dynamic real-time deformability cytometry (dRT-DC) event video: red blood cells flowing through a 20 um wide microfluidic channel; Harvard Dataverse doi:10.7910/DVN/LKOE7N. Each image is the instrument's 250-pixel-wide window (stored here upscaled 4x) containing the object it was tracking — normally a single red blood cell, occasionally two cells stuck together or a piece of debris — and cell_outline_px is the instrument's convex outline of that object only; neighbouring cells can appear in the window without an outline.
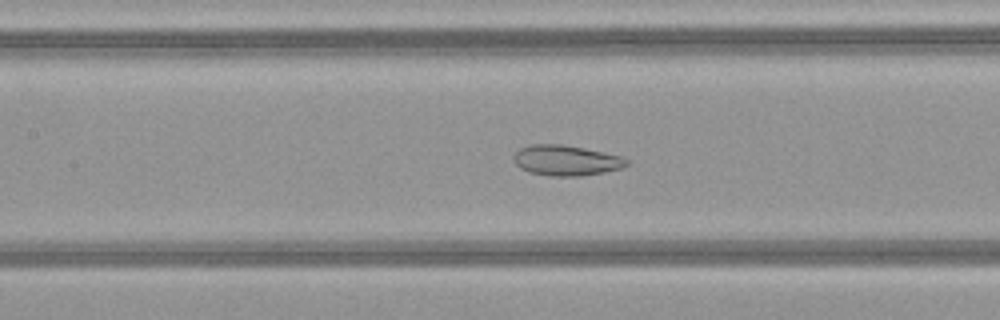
{"species": "common noctule bat (a hibernating species)", "species_latin": "Nyctalus noctula", "temperature_condition": "warm", "stored_images_in_passage": 51, "camera_frame_rate_fps": 3000, "um_per_image_px": 0.085, "animal": {"sex": "female", "body_mass_g": 21.9}, "frame": {"image": 1, "passage_image": 24, "time_ms": 7.667, "image_size_px": [1000, 320], "cell_outline_px": [[628, 164], [620, 168], [604, 172], [580, 176], [552, 176], [528, 172], [520, 168], [512, 160], [512, 156], [520, 148], [532, 144], [564, 144], [604, 152], [620, 156], [628, 160]], "centroid_in_image_um": [48.08, 13.63], "position_along_channel_um": 159.3, "area_um2": 20.06}}
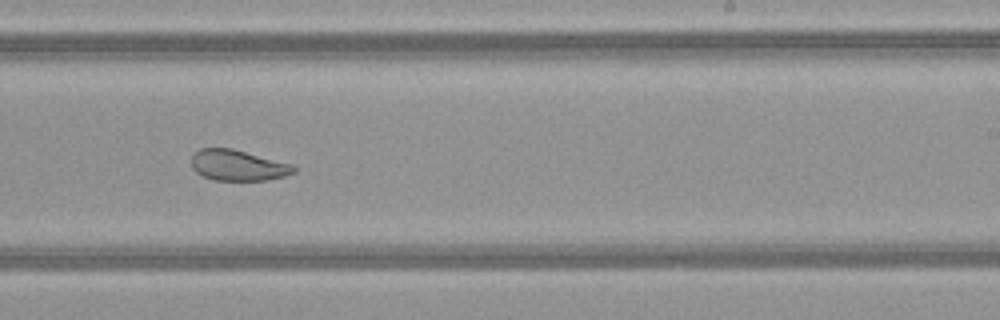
{"frame": {"image": 2, "passage_image": 32, "time_ms": 10.333, "image_size_px": [1000, 320], "cell_outline_px": [[296, 172], [284, 176], [264, 180], [212, 180], [196, 172], [192, 168], [192, 152], [200, 148], [232, 148], [292, 164], [296, 168]], "centroid_in_image_um": [20.2, 14.04], "position_along_channel_um": 268.8, "area_um2": 18.38}}
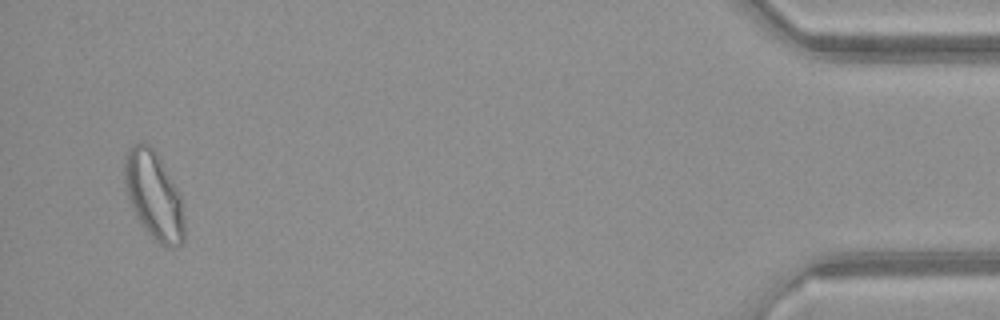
{"frame": {"image": 3, "passage_image": 49, "time_ms": 16.0, "image_size_px": [1000, 320], "cell_outline_px": [[184, 240], [180, 244], [160, 244], [144, 228], [136, 216], [132, 208], [124, 184], [124, 156], [128, 148], [132, 144], [140, 140], [144, 140], [156, 152], [176, 188], [180, 196], [184, 216]], "centroid_in_image_um": [13.03, 16.53], "position_along_channel_um": 422.2, "area_um2": 30.23}, "authors_computed_cell_mechanics": {"area_um2": 26.0678, "velocity_mm_per_s": 4.1246, "shape_relaxation_time_tau1_ms": null, "shape_relaxation_time_tau2_ms": 1.6016, "deformation_change_tau1": null, "deformation_change_tau2": 0.0862}}